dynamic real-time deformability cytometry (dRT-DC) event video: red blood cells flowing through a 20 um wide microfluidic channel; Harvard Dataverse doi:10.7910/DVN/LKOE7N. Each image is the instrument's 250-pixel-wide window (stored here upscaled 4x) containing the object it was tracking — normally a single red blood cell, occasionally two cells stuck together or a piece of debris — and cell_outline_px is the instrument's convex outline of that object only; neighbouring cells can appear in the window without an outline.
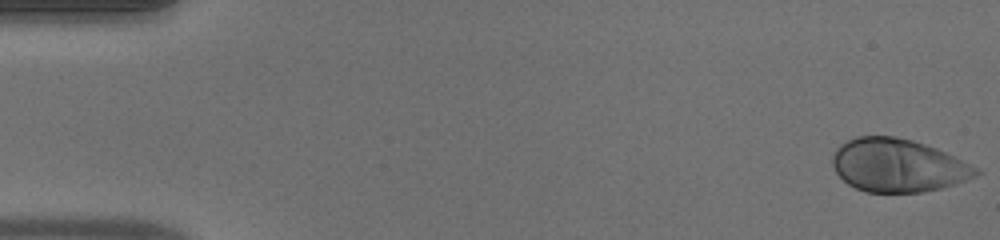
{"species": "human", "species_latin": "Homo sapiens", "temperature_condition": "warm", "stored_images_in_passage": 51, "camera_frame_rate_fps": 3000, "um_per_image_px": 0.085, "donor": {"sex": "male"}, "frame": {"image": 1, "passage_image": 1, "time_ms": 0.0, "image_size_px": [1000, 240], "cell_outline_px": [[984, 172], [976, 176], [956, 184], [944, 188], [924, 192], [868, 192], [856, 188], [848, 184], [836, 172], [832, 164], [832, 156], [836, 148], [840, 144], [856, 136], [896, 136], [912, 140], [936, 148]], "centroid_in_image_um": [76.31, 14.06], "position_along_channel_um": 8.7, "area_um2": 44.33}}
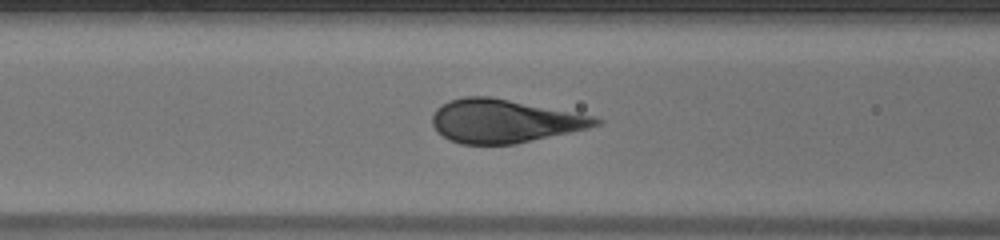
{"frame": {"image": 2, "passage_image": 21, "time_ms": 6.667, "image_size_px": [1000, 240], "cell_outline_px": [[604, 120], [600, 124], [588, 128], [516, 144], [460, 144], [448, 140], [436, 132], [432, 124], [432, 116], [436, 108], [448, 100], [464, 96], [488, 96], [596, 116]], "centroid_in_image_um": [42.83, 10.29], "position_along_channel_um": 123.8, "area_um2": 41.5}}
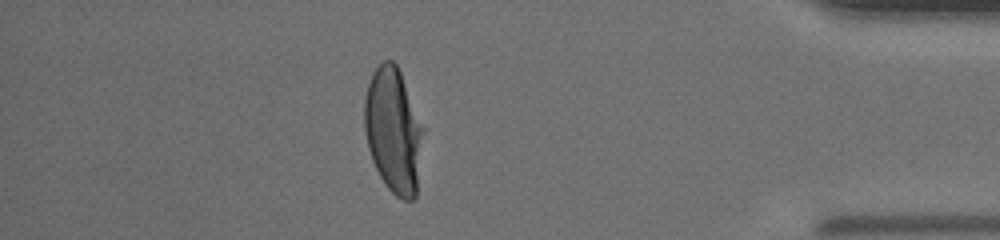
{"frame": {"image": 3, "passage_image": 45, "time_ms": 14.667, "image_size_px": [1000, 240], "cell_outline_px": [[424, 132], [416, 196], [412, 200], [404, 200], [396, 196], [384, 184], [372, 160], [368, 148], [364, 128], [364, 100], [368, 84], [372, 72], [384, 60], [392, 60], [396, 64], [400, 72], [424, 128]], "centroid_in_image_um": [33.43, 11.1], "position_along_channel_um": 401.8, "area_um2": 42.83}}